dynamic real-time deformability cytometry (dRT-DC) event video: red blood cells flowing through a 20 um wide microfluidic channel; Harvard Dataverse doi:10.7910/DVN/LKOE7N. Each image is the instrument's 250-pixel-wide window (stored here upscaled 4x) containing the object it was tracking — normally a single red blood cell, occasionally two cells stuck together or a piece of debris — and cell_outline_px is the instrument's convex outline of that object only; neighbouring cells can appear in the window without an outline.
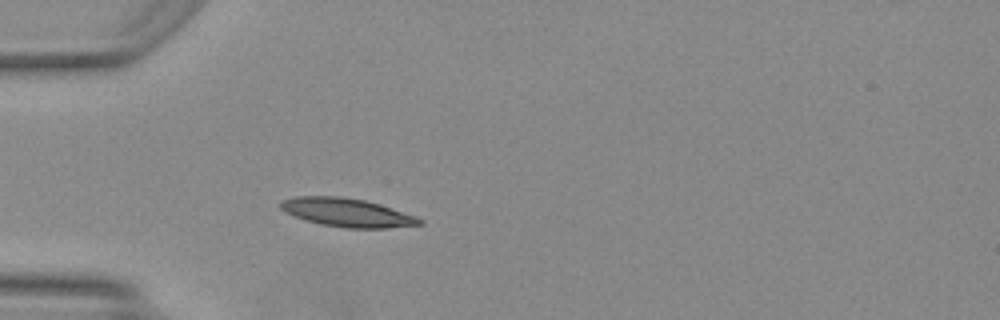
{"species": "Egyptian fruit bat (a non-hibernating species)", "species_latin": "Rousettus aegyptiacus", "temperature_condition": "warm", "stored_images_in_passage": 39, "camera_frame_rate_fps": 3000, "um_per_image_px": 0.085, "animal": {"sex": "female"}, "frame": {"image": 1, "passage_image": 7, "time_ms": 2.0, "image_size_px": [1000, 320], "cell_outline_px": [[424, 224], [388, 228], [344, 228], [320, 224], [304, 220], [284, 212], [280, 208], [280, 200], [296, 196], [340, 196], [364, 200], [416, 216], [424, 220]], "centroid_in_image_um": [29.46, 18.07], "position_along_channel_um": 55.5, "area_um2": 23.12}}
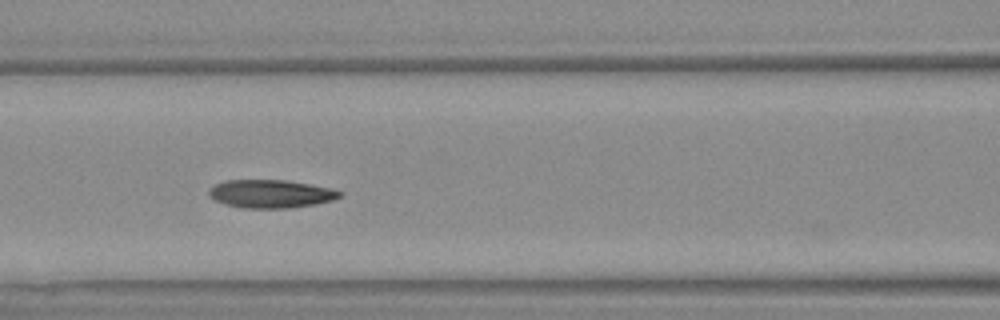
{"frame": {"image": 2, "passage_image": 14, "time_ms": 4.333, "image_size_px": [1000, 320], "cell_outline_px": [[344, 192], [340, 196], [332, 200], [316, 204], [288, 208], [244, 208], [228, 204], [216, 200], [208, 192], [216, 184], [228, 180], [284, 180], [308, 184], [328, 188]], "centroid_in_image_um": [23.05, 16.47], "position_along_channel_um": 143.5, "area_um2": 20.98}}
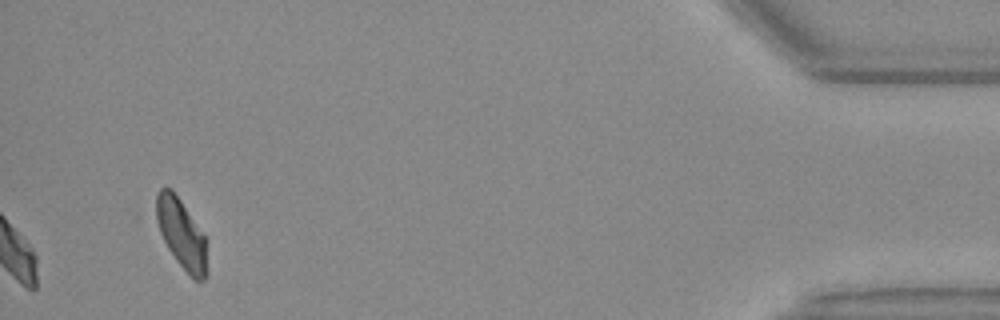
{"frame": {"image": 3, "passage_image": 39, "time_ms": 12.667, "image_size_px": [1000, 320], "cell_outline_px": [[208, 276], [204, 280], [192, 280], [176, 260], [168, 248], [148, 216], [148, 212], [156, 192], [160, 188], [172, 188], [208, 240]], "centroid_in_image_um": [15.32, 19.83], "position_along_channel_um": 419.9, "area_um2": 22.6}, "authors_computed_cell_mechanics": {"area_um2": 20.9814, "velocity_mm_per_s": 4.1783, "shape_relaxation_time_tau1_ms": 4.0479, "shape_relaxation_time_tau2_ms": 2.097, "deformation_change_tau1": 0.1522, "deformation_change_tau2": 0.0771}}